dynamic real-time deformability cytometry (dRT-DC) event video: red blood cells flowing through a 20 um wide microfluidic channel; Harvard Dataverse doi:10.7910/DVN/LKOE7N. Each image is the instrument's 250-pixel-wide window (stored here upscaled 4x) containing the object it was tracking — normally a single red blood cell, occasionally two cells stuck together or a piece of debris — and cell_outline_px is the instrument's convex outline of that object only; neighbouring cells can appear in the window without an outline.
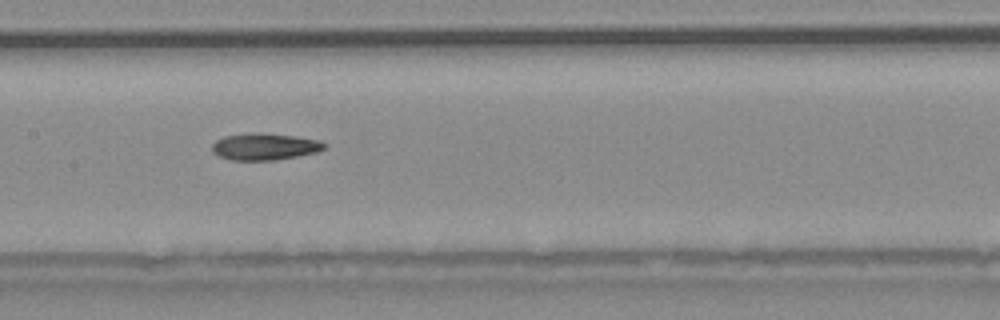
{"species": "common noctule bat (a hibernating species)", "species_latin": "Nyctalus noctula", "temperature_condition": "warm", "stored_images_in_passage": 39, "camera_frame_rate_fps": 3000, "um_per_image_px": 0.085, "animal": {"sex": "male", "body_mass_g": 20.4}, "frame": {"image": 1, "passage_image": 12, "time_ms": 3.667, "image_size_px": [1000, 320], "cell_outline_px": [[328, 144], [324, 148], [316, 152], [296, 156], [272, 160], [228, 160], [212, 152], [212, 144], [216, 140], [224, 136], [296, 136], [320, 140]], "centroid_in_image_um": [22.52, 12.52], "position_along_channel_um": 184.9, "area_um2": 16.47}, "authors_computed_cell_mechanics": {"area_um2": 17.2822, "velocity_mm_per_s": 3.8324, "shape_relaxation_time_tau1_ms": null, "shape_relaxation_time_tau2_ms": 8.7139, "deformation_change_tau1": null, "deformation_change_tau2": 0.196}}